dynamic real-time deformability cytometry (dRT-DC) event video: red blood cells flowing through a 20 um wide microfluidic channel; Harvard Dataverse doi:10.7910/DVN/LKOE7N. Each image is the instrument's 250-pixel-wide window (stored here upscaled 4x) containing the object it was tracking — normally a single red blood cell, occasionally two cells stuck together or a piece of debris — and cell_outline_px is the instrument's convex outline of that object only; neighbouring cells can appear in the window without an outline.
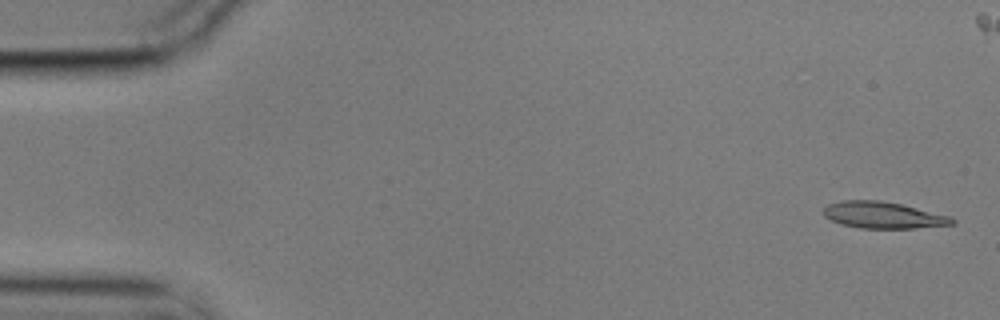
{"species": "common noctule bat (a hibernating species)", "species_latin": "Nyctalus noctula", "temperature_condition": "cold", "stored_images_in_passage": 16, "camera_frame_rate_fps": 3000, "um_per_image_px": 0.085, "animal": {"sex": "male", "body_mass_g": 17.9}, "frame": {"image": 1, "passage_image": 2, "time_ms": 0.333, "image_size_px": [1000, 320], "cell_outline_px": [[956, 224], [916, 228], [860, 228], [840, 224], [824, 216], [824, 208], [828, 204], [840, 200], [880, 200], [900, 204], [952, 216], [956, 220]], "centroid_in_image_um": [75.09, 18.28], "position_along_channel_um": 9.9, "area_um2": 20.0}}
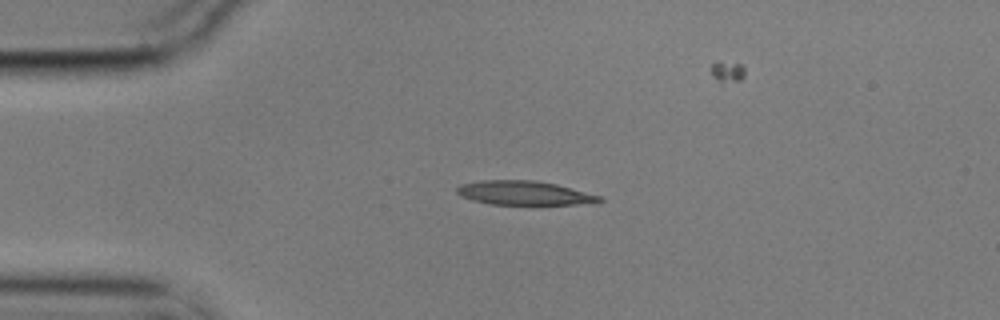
{"frame": {"image": 2, "passage_image": 13, "time_ms": 4.0, "image_size_px": [1000, 320], "cell_outline_px": [[604, 200], [576, 204], [492, 204], [472, 200], [460, 196], [456, 192], [456, 188], [460, 184], [480, 180], [536, 180], [556, 184], [600, 196]], "centroid_in_image_um": [44.46, 16.39], "position_along_channel_um": 40.5, "area_um2": 19.71}}